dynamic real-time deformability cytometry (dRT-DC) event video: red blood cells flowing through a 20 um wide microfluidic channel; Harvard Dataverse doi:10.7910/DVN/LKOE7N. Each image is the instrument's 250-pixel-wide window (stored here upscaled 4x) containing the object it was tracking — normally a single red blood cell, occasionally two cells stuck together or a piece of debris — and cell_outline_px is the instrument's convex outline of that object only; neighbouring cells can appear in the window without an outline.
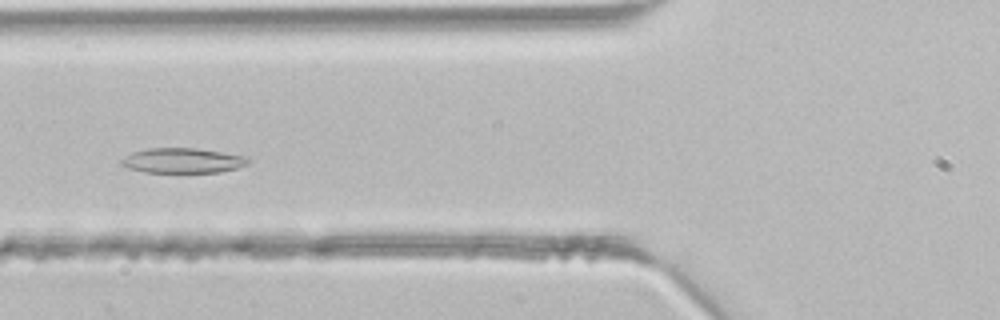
{"species": "common noctule bat (a hibernating species)", "species_latin": "Nyctalus noctula", "temperature_condition": "room temperature", "stored_images_in_passage": 33, "camera_frame_rate_fps": 3000, "um_per_image_px": 0.085, "animal": {"sex": "male", "body_mass_g": 21.5, "forearm_length_mm": 52.0}, "frame": {"image": 1, "passage_image": 6, "time_ms": 1.667, "image_size_px": [1000, 320], "cell_outline_px": [[252, 160], [248, 164], [236, 168], [220, 172], [144, 172], [128, 168], [120, 164], [120, 160], [124, 156], [132, 152], [148, 148], [196, 148], [248, 156]], "centroid_in_image_um": [15.54, 13.64], "position_along_channel_um": 110.3, "area_um2": 18.61}}
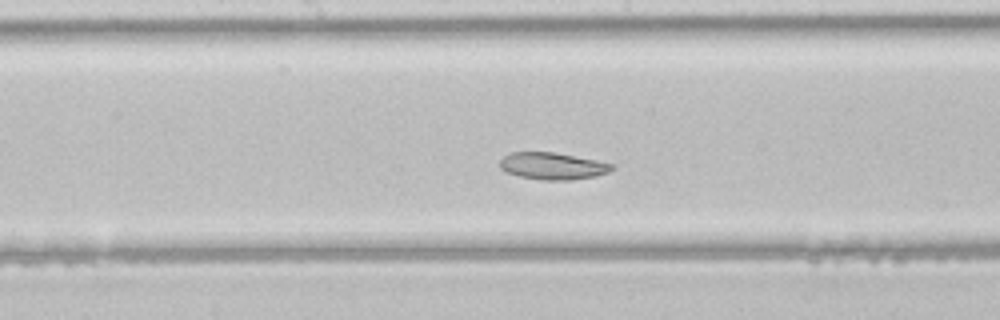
{"frame": {"image": 2, "passage_image": 12, "time_ms": 3.667, "image_size_px": [1000, 320], "cell_outline_px": [[612, 168], [608, 172], [596, 176], [572, 180], [544, 180], [520, 176], [508, 172], [500, 168], [500, 160], [504, 156], [512, 152], [552, 152], [596, 160], [612, 164]], "centroid_in_image_um": [46.96, 14.11], "position_along_channel_um": 201.2, "area_um2": 17.34}}
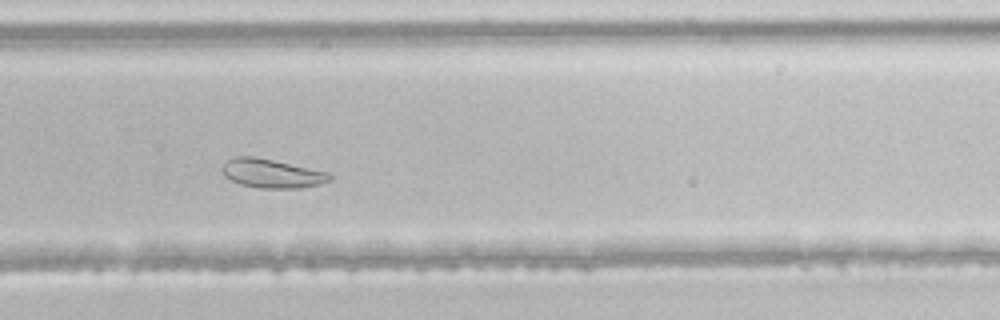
{"frame": {"image": 3, "passage_image": 19, "time_ms": 6.0, "image_size_px": [1000, 320], "cell_outline_px": [[332, 180], [320, 184], [300, 188], [260, 188], [240, 184], [224, 176], [220, 168], [228, 160], [236, 156], [252, 156], [332, 172]], "centroid_in_image_um": [23.14, 14.75], "position_along_channel_um": 306.7, "area_um2": 18.21}}